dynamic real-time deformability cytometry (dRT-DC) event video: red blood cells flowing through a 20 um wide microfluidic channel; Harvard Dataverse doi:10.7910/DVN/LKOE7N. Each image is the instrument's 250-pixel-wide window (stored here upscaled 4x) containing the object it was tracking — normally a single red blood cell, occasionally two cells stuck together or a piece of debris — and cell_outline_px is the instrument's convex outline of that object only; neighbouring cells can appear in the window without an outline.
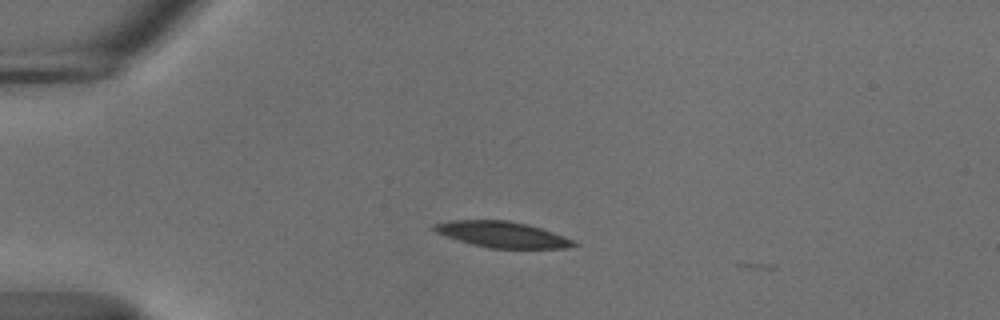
{"species": "common noctule bat (a hibernating species)", "species_latin": "Nyctalus noctula", "temperature_condition": "cold", "stored_images_in_passage": 4, "camera_frame_rate_fps": 3000, "um_per_image_px": 0.085, "animal": {"sex": "male", "body_mass_g": 18.8}, "frame": {"image": 1, "passage_image": 2, "time_ms": 0.333, "image_size_px": [1000, 320], "cell_outline_px": [[580, 244], [564, 248], [488, 248], [472, 244], [436, 232], [432, 228], [436, 224], [448, 220], [508, 220], [528, 224], [564, 236]], "centroid_in_image_um": [42.7, 19.92], "position_along_channel_um": 42.3, "area_um2": 20.81}}